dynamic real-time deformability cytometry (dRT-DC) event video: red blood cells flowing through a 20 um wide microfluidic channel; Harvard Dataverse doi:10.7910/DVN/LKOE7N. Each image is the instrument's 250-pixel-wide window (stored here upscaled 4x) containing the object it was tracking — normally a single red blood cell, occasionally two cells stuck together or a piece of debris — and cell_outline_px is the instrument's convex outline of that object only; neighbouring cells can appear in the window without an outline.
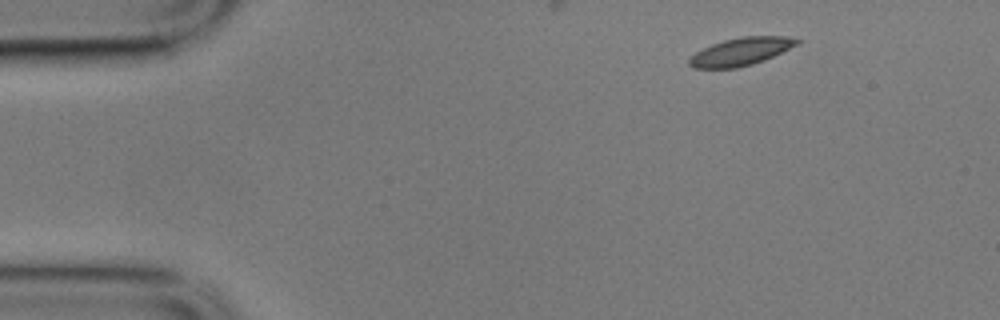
{"species": "common noctule bat (a hibernating species)", "species_latin": "Nyctalus noctula", "temperature_condition": "cold", "stored_images_in_passage": 4, "camera_frame_rate_fps": 3000, "um_per_image_px": 0.085, "animal": {"sex": "male", "body_mass_g": 17.9}, "frame": {"image": 1, "passage_image": 1, "time_ms": 0.0, "image_size_px": [1000, 320], "cell_outline_px": [[804, 40], [800, 44], [764, 60], [752, 64], [736, 68], [692, 68], [688, 64], [688, 60], [696, 52], [712, 44], [724, 40], [740, 36], [788, 36]], "centroid_in_image_um": [63.03, 4.37], "position_along_channel_um": 22.0, "area_um2": 17.57}}